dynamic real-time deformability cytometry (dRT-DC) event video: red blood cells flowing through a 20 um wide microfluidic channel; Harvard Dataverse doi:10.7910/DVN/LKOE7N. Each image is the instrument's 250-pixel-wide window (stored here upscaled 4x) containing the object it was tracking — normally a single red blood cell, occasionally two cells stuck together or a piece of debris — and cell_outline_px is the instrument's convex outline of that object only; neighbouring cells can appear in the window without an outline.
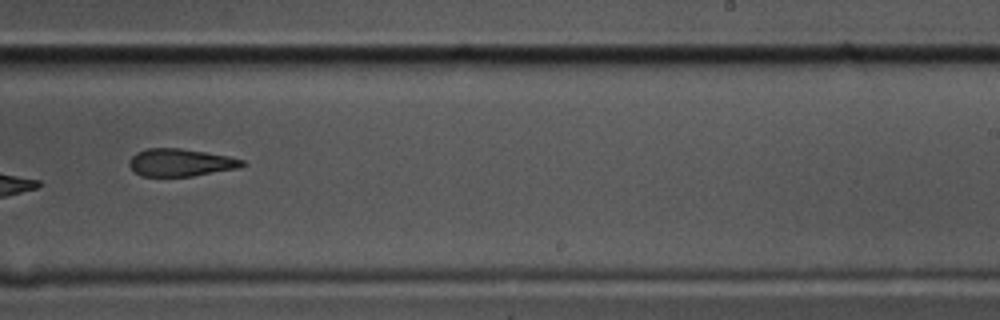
{"species": "common noctule bat (a hibernating species)", "species_latin": "Nyctalus noctula", "temperature_condition": "cold", "stored_images_in_passage": 14, "camera_frame_rate_fps": 3000, "um_per_image_px": 0.085, "animal": {"sex": "male", "body_mass_g": 17.5, "forearm_length_mm": 52.3}, "frame": {"image": 1, "passage_image": 10, "time_ms": 3.0, "image_size_px": [1000, 320], "cell_outline_px": [[244, 164], [240, 168], [192, 176], [140, 176], [128, 164], [128, 160], [136, 152], [148, 148], [180, 148], [228, 156], [244, 160]], "centroid_in_image_um": [15.33, 13.81], "position_along_channel_um": 273.7, "area_um2": 18.09}}